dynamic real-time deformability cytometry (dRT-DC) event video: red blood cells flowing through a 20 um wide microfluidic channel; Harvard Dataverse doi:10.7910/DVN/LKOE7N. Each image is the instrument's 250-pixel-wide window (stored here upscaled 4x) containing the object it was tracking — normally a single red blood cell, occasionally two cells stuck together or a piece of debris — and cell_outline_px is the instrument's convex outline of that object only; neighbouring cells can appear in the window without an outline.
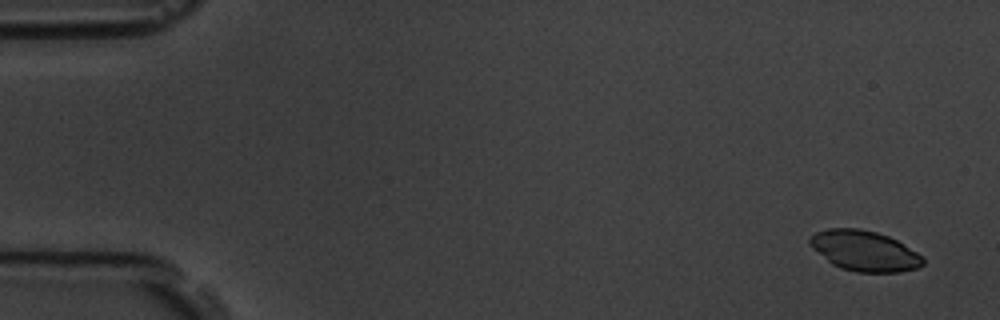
{"species": "common noctule bat (a hibernating species)", "species_latin": "Nyctalus noctula", "temperature_condition": "room temperature", "stored_images_in_passage": 5, "camera_frame_rate_fps": 3000, "um_per_image_px": 0.085, "animal": {"sex": "male", "body_mass_g": 19.5, "forearm_length_mm": 54.6}, "frame": {"image": 1, "passage_image": 1, "time_ms": 0.0, "image_size_px": [1000, 320], "cell_outline_px": [[924, 264], [916, 268], [900, 272], [856, 272], [840, 268], [832, 264], [812, 248], [808, 244], [808, 240], [816, 232], [828, 228], [860, 228], [876, 232], [888, 236], [896, 240], [924, 256]], "centroid_in_image_um": [73.47, 21.32], "position_along_channel_um": 11.5, "area_um2": 26.65}}
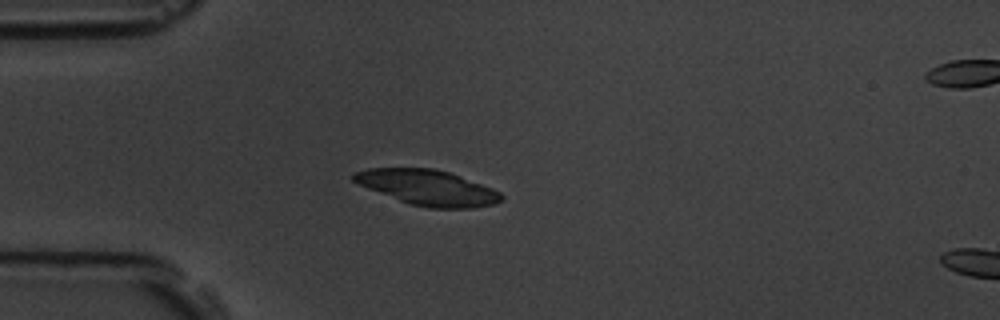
{"frame": {"image": 2, "passage_image": 4, "time_ms": 4.333, "image_size_px": [1000, 320], "cell_outline_px": [[504, 200], [492, 204], [472, 208], [428, 208], [408, 204], [368, 188], [352, 180], [352, 172], [368, 168], [432, 168], [448, 172], [460, 176], [492, 188], [500, 192], [504, 196]], "centroid_in_image_um": [36.35, 15.95], "position_along_channel_um": 48.7, "area_um2": 30.35}}